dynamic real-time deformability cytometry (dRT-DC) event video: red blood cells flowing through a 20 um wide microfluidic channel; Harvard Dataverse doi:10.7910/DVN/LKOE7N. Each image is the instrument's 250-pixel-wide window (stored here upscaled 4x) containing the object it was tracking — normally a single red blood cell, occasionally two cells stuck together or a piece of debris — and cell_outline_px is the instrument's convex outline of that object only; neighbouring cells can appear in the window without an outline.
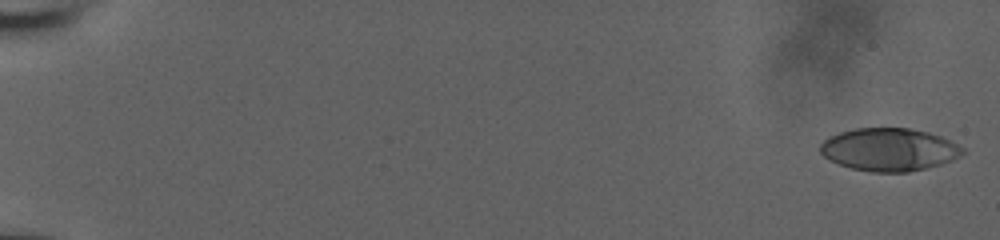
{"species": "human", "species_latin": "Homo sapiens", "temperature_condition": "room temperature", "stored_images_in_passage": 9, "camera_frame_rate_fps": 3000, "um_per_image_px": 0.085, "donor": {"sex": "male"}, "frame": {"image": 1, "passage_image": 1, "time_ms": 0.0, "image_size_px": [1000, 240], "cell_outline_px": [[964, 152], [952, 160], [940, 164], [908, 172], [872, 172], [852, 168], [828, 160], [820, 152], [820, 144], [828, 136], [840, 132], [856, 128], [908, 128], [928, 132], [940, 136], [964, 148]], "centroid_in_image_um": [75.54, 12.71], "position_along_channel_um": 9.5, "area_um2": 35.32}}
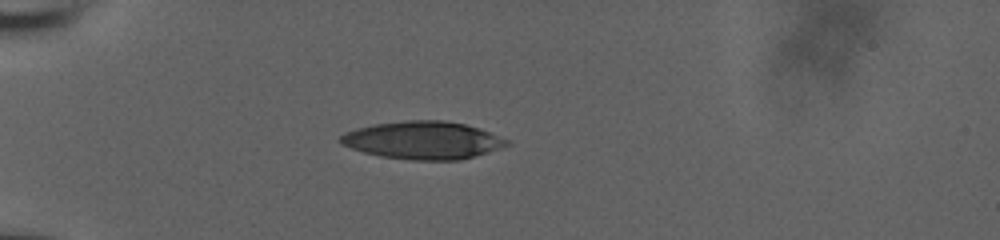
{"frame": {"image": 2, "passage_image": 7, "time_ms": 2.0, "image_size_px": [1000, 240], "cell_outline_px": [[512, 144], [488, 152], [460, 160], [412, 160], [380, 156], [364, 152], [340, 144], [336, 140], [344, 132], [356, 128], [372, 124], [404, 120], [444, 120], [464, 124], [480, 128], [512, 140]], "centroid_in_image_um": [35.96, 11.91], "position_along_channel_um": 49.0, "area_um2": 37.05}}
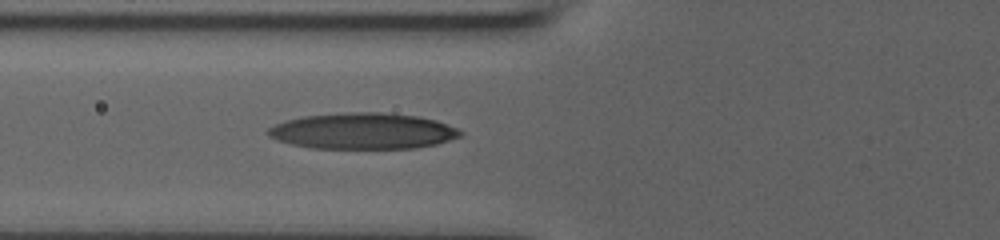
{"frame": {"image": 3, "passage_image": 9, "time_ms": 2.667, "image_size_px": [1000, 240], "cell_outline_px": [[464, 132], [460, 136], [436, 144], [416, 148], [312, 148], [292, 144], [276, 140], [268, 136], [264, 132], [268, 128], [284, 120], [304, 116], [352, 112], [380, 112], [420, 116], [436, 120], [456, 128]], "centroid_in_image_um": [30.82, 11.13], "position_along_channel_um": 95.0, "area_um2": 40.46}}